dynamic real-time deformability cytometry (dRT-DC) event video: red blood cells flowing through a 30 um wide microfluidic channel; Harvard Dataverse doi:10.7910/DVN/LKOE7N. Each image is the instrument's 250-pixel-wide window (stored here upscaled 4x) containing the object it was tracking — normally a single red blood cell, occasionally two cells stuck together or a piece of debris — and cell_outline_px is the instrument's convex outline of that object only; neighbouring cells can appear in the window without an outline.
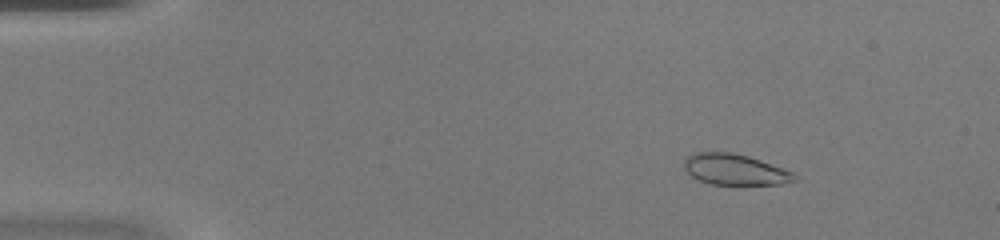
{"species": "common noctule bat (a hibernating species)", "species_latin": "Nyctalus noctula", "temperature_condition": "warm", "stored_images_in_passage": 49, "camera_frame_rate_fps": 3000, "um_per_image_px": 0.085, "animal": {"sex": "female", "body_mass_g": 20.0, "forearm_length_mm": 54.0}, "frame": {"image": 1, "passage_image": 7, "time_ms": 2.0, "image_size_px": [1000, 240], "cell_outline_px": [[800, 180], [780, 184], [740, 188], [736, 188], [712, 184], [700, 180], [692, 176], [684, 168], [684, 160], [692, 152], [732, 152], [748, 156], [784, 168], [792, 172]], "centroid_in_image_um": [62.52, 14.47], "position_along_channel_um": 22.5, "area_um2": 20.87}}
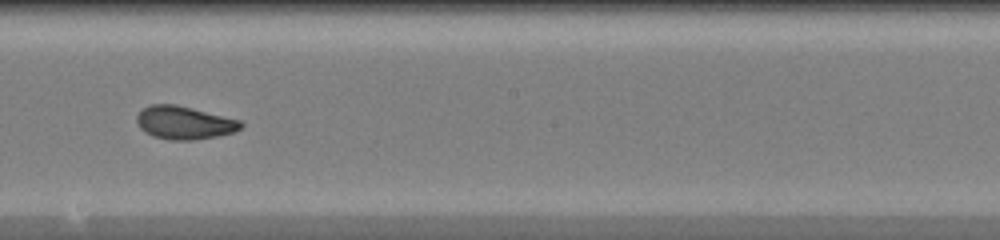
{"frame": {"image": 2, "passage_image": 28, "time_ms": 9.0, "image_size_px": [1000, 240], "cell_outline_px": [[244, 124], [236, 132], [216, 136], [192, 140], [168, 140], [152, 136], [144, 132], [140, 128], [136, 120], [136, 116], [144, 108], [152, 104], [176, 104], [240, 120]], "centroid_in_image_um": [15.65, 10.44], "position_along_channel_um": 232.5, "area_um2": 20.06}}
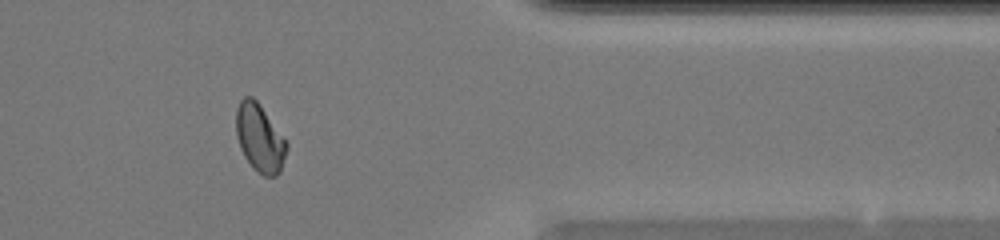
{"frame": {"image": 3, "passage_image": 40, "time_ms": 13.0, "image_size_px": [1000, 240], "cell_outline_px": [[288, 148], [280, 172], [276, 176], [264, 176], [252, 168], [244, 156], [240, 148], [236, 136], [236, 108], [240, 100], [244, 96], [252, 96], [260, 104], [288, 144]], "centroid_in_image_um": [22.06, 11.74], "position_along_channel_um": 389.3, "area_um2": 20.06}}